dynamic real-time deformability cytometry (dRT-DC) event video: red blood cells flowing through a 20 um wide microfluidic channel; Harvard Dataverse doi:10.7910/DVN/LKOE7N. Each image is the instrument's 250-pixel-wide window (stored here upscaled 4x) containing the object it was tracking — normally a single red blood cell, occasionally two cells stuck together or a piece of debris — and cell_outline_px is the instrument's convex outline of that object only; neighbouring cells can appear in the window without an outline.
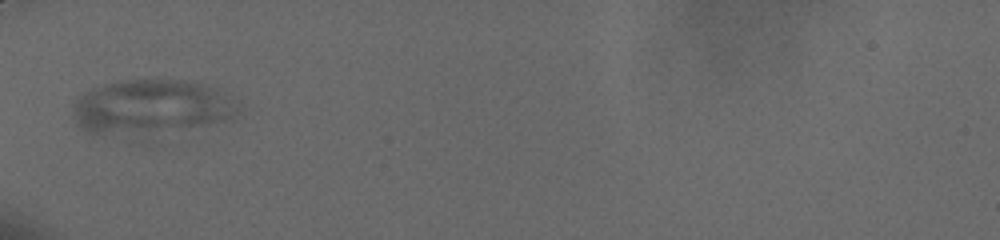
{"species": "human", "species_latin": "Homo sapiens", "temperature_condition": "cold", "stored_images_in_passage": 5, "camera_frame_rate_fps": 3000, "um_per_image_px": 0.085, "donor": {"sex": "male"}, "frame": {"image": 1, "passage_image": 1, "time_ms": 0.0, "image_size_px": [1000, 240], "cell_outline_px": [[240, 108], [232, 120], [148, 144], [132, 144], [92, 136], [84, 132], [76, 124], [72, 116], [76, 96], [88, 88], [120, 80], [200, 80], [212, 84], [220, 88], [232, 96]], "centroid_in_image_um": [12.87, 9.3], "position_along_channel_um": 72.1, "area_um2": 59.77}}
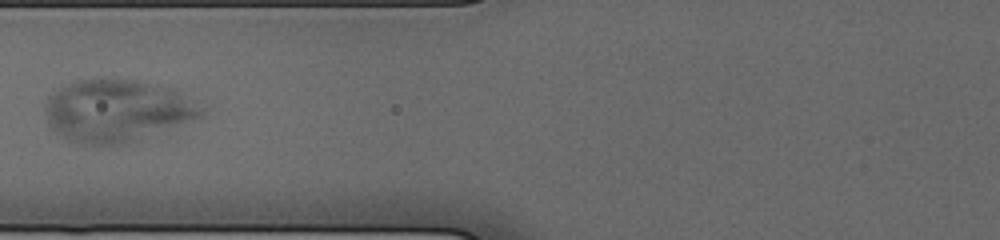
{"frame": {"image": 2, "passage_image": 2, "time_ms": 1.333, "image_size_px": [1000, 240], "cell_outline_px": [[208, 108], [204, 116], [136, 144], [80, 144], [68, 140], [52, 128], [48, 124], [44, 112], [44, 104], [48, 96], [60, 88], [76, 80], [100, 76], [136, 80], [176, 88], [208, 104]], "centroid_in_image_um": [10.09, 9.39], "position_along_channel_um": 115.7, "area_um2": 59.36}}
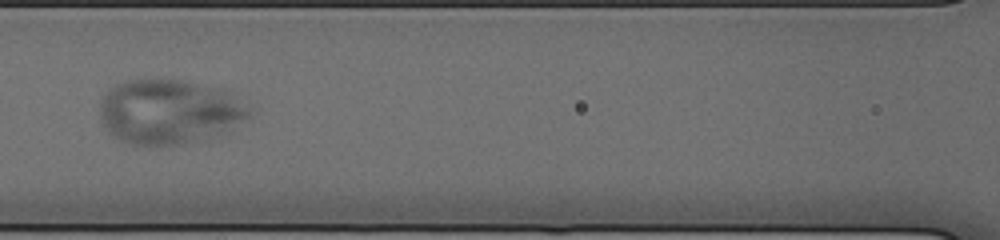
{"frame": {"image": 3, "passage_image": 3, "time_ms": 2.333, "image_size_px": [1000, 240], "cell_outline_px": [[252, 116], [248, 120], [228, 132], [216, 136], [184, 144], [132, 144], [116, 140], [104, 128], [100, 120], [100, 100], [104, 92], [108, 88], [124, 80], [180, 80], [224, 88], [252, 108]], "centroid_in_image_um": [14.42, 9.5], "position_along_channel_um": 152.2, "area_um2": 57.34}}